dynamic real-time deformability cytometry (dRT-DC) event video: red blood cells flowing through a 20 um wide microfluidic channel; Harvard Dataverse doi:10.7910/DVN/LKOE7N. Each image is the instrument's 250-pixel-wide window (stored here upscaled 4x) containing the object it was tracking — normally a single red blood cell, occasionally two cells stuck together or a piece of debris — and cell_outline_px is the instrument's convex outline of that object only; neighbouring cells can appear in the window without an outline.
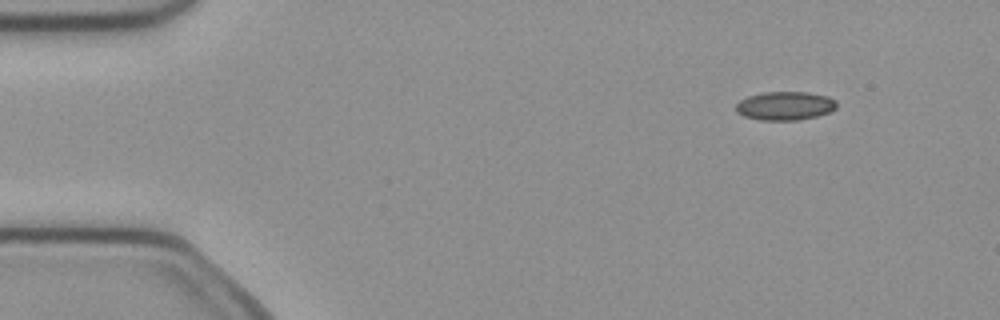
{"species": "common noctule bat (a hibernating species)", "species_latin": "Nyctalus noctula", "temperature_condition": "cold", "stored_images_in_passage": 7, "camera_frame_rate_fps": 3000, "um_per_image_px": 0.085, "animal": {"sex": "female", "body_mass_g": 21.9}, "frame": {"image": 1, "passage_image": 1, "time_ms": 0.0, "image_size_px": [1000, 320], "cell_outline_px": [[836, 108], [828, 112], [816, 116], [796, 120], [760, 120], [744, 116], [736, 112], [736, 104], [740, 100], [748, 96], [764, 92], [808, 92], [828, 96], [836, 100]], "centroid_in_image_um": [66.72, 8.99], "position_along_channel_um": 18.3, "area_um2": 16.76}}
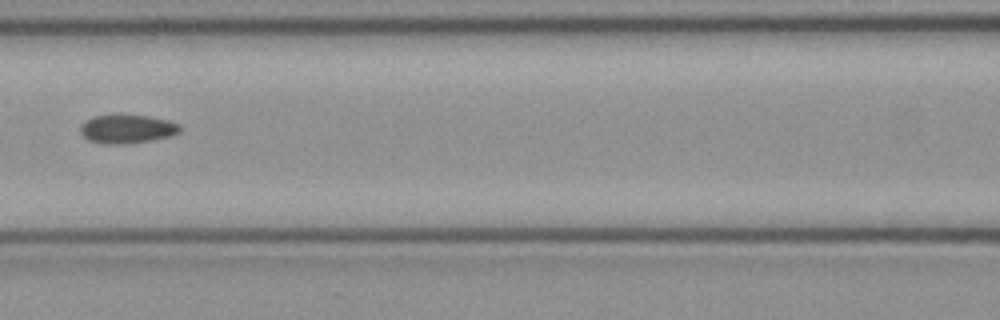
{"frame": {"image": 2, "passage_image": 6, "time_ms": 1.667, "image_size_px": [1000, 320], "cell_outline_px": [[180, 132], [172, 136], [152, 140], [128, 144], [104, 144], [88, 140], [80, 132], [80, 124], [84, 120], [92, 116], [148, 116], [168, 120], [180, 124]], "centroid_in_image_um": [10.8, 10.98], "position_along_channel_um": 155.8, "area_um2": 16.65}}
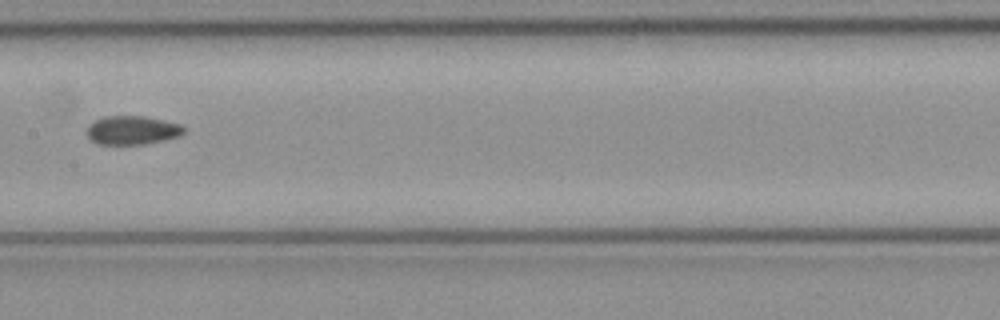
{"frame": {"image": 3, "passage_image": 7, "time_ms": 2.0, "image_size_px": [1000, 320], "cell_outline_px": [[184, 132], [180, 136], [164, 140], [144, 144], [96, 144], [88, 140], [84, 132], [88, 124], [104, 116], [144, 116], [180, 124], [184, 128]], "centroid_in_image_um": [11.16, 11.07], "position_along_channel_um": 196.2, "area_um2": 16.47}}